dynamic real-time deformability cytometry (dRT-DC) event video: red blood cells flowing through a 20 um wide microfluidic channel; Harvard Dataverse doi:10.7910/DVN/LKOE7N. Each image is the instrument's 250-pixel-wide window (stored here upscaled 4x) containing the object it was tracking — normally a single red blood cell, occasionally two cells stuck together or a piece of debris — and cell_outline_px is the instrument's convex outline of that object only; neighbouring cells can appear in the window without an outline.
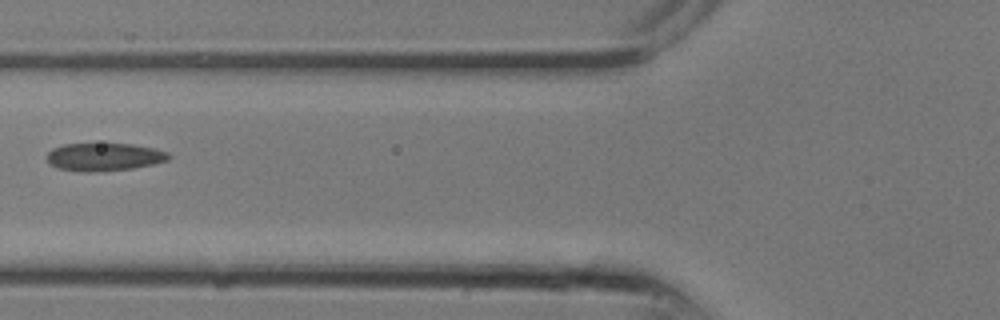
{"species": "common noctule bat (a hibernating species)", "species_latin": "Nyctalus noctula", "temperature_condition": "room temperature", "stored_images_in_passage": 14, "camera_frame_rate_fps": 3000, "um_per_image_px": 0.085, "animal": {"sex": "male", "body_mass_g": 13.3}, "frame": {"image": 1, "passage_image": 10, "time_ms": 3.0, "image_size_px": [1000, 320], "cell_outline_px": [[172, 156], [168, 160], [152, 164], [132, 168], [96, 172], [80, 172], [56, 168], [48, 164], [44, 156], [52, 148], [64, 144], [132, 144], [152, 148], [168, 152]], "centroid_in_image_um": [8.78, 13.35], "position_along_channel_um": 117.0, "area_um2": 20.0}}